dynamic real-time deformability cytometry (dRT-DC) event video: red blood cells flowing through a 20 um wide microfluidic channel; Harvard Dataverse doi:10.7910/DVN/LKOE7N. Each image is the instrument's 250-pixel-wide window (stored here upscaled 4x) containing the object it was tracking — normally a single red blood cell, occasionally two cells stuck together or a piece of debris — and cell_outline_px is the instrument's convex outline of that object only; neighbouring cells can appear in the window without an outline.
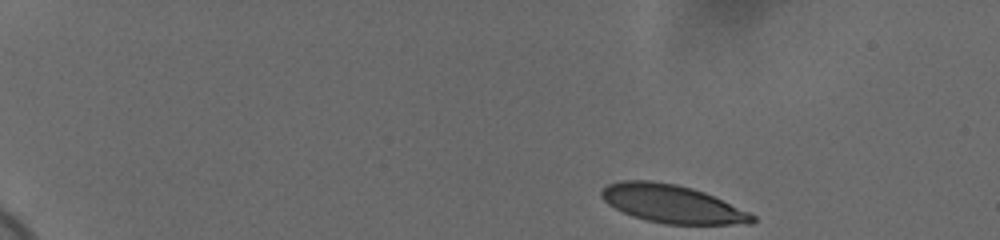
{"species": "human", "species_latin": "Homo sapiens", "temperature_condition": "cold", "stored_images_in_passage": 49, "camera_frame_rate_fps": 3000, "um_per_image_px": 0.085, "donor": {"sex": "female"}, "frame": {"image": 1, "passage_image": 1, "time_ms": 0.0, "image_size_px": [1000, 240], "cell_outline_px": [[756, 220], [752, 224], [664, 224], [632, 216], [608, 204], [600, 196], [600, 192], [608, 184], [620, 180], [652, 180], [676, 184], [692, 188], [704, 192], [748, 212], [756, 216]], "centroid_in_image_um": [57.12, 17.32], "position_along_channel_um": 27.9, "area_um2": 33.29}}
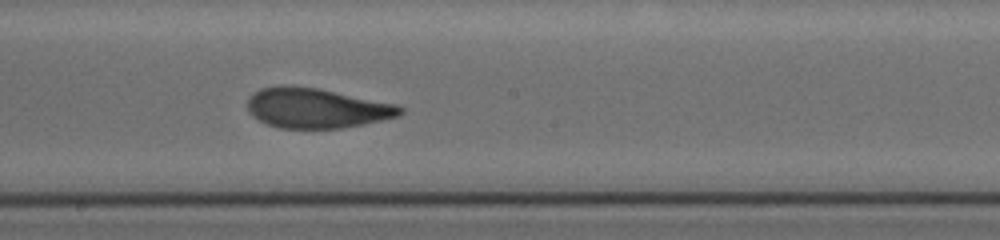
{"frame": {"image": 2, "passage_image": 27, "time_ms": 8.667, "image_size_px": [1000, 240], "cell_outline_px": [[404, 112], [400, 116], [364, 124], [340, 128], [280, 128], [268, 124], [252, 116], [248, 112], [248, 96], [260, 88], [316, 88], [396, 104], [404, 108]], "centroid_in_image_um": [26.94, 9.22], "position_along_channel_um": 221.3, "area_um2": 34.74}}
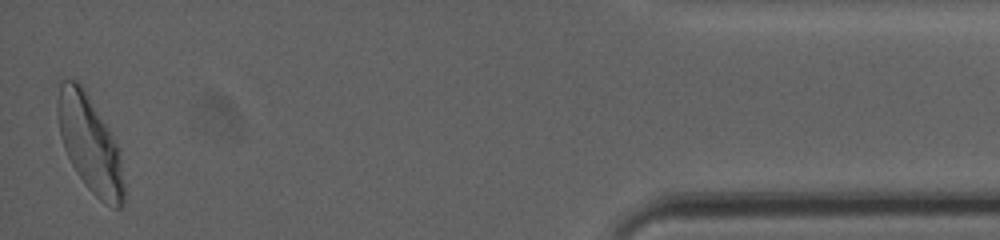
{"frame": {"image": 3, "passage_image": 49, "time_ms": 16.0, "image_size_px": [1000, 240], "cell_outline_px": [[124, 204], [120, 208], [116, 208], [104, 204], [88, 188], [72, 164], [64, 148], [60, 136], [56, 112], [56, 100], [60, 80], [76, 80], [84, 88], [108, 128], [120, 152], [124, 184]], "centroid_in_image_um": [7.62, 12.22], "position_along_channel_um": 427.6, "area_um2": 37.11}, "authors_computed_cell_mechanics": {"area_um2": 35.6626, "velocity_mm_per_s": 3.6682, "shape_relaxation_time_tau1_ms": 3.8959, "shape_relaxation_time_tau2_ms": 0.9521, "deformation_change_tau1": 0.174, "deformation_change_tau2": 0.0722}}